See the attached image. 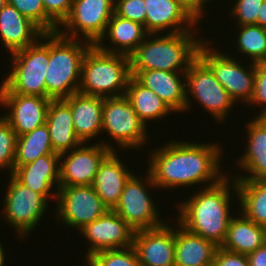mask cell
Instances as JSON below:
<instances>
[{
	"label": "cell",
	"instance_id": "7402d4cb",
	"mask_svg": "<svg viewBox=\"0 0 266 266\" xmlns=\"http://www.w3.org/2000/svg\"><path fill=\"white\" fill-rule=\"evenodd\" d=\"M118 151H111L103 159L92 183L94 190L109 210L116 207L125 183L134 174L121 161Z\"/></svg>",
	"mask_w": 266,
	"mask_h": 266
},
{
	"label": "cell",
	"instance_id": "30bf717a",
	"mask_svg": "<svg viewBox=\"0 0 266 266\" xmlns=\"http://www.w3.org/2000/svg\"><path fill=\"white\" fill-rule=\"evenodd\" d=\"M145 175V181L142 179L143 177L135 176V174L129 178L118 204L113 209L135 231L156 228L165 223L160 219L159 208L148 191V189H156L157 186L147 169Z\"/></svg>",
	"mask_w": 266,
	"mask_h": 266
},
{
	"label": "cell",
	"instance_id": "5b68a950",
	"mask_svg": "<svg viewBox=\"0 0 266 266\" xmlns=\"http://www.w3.org/2000/svg\"><path fill=\"white\" fill-rule=\"evenodd\" d=\"M130 77L129 56L91 45L82 61L78 92L103 98L122 96L126 94Z\"/></svg>",
	"mask_w": 266,
	"mask_h": 266
},
{
	"label": "cell",
	"instance_id": "4dcf8cb0",
	"mask_svg": "<svg viewBox=\"0 0 266 266\" xmlns=\"http://www.w3.org/2000/svg\"><path fill=\"white\" fill-rule=\"evenodd\" d=\"M46 154H57L53 151L48 127L45 124L37 127L32 132L18 136L14 167L35 161Z\"/></svg>",
	"mask_w": 266,
	"mask_h": 266
},
{
	"label": "cell",
	"instance_id": "2e32d148",
	"mask_svg": "<svg viewBox=\"0 0 266 266\" xmlns=\"http://www.w3.org/2000/svg\"><path fill=\"white\" fill-rule=\"evenodd\" d=\"M170 224L135 231L132 246L141 266H175V225Z\"/></svg>",
	"mask_w": 266,
	"mask_h": 266
},
{
	"label": "cell",
	"instance_id": "f35d334b",
	"mask_svg": "<svg viewBox=\"0 0 266 266\" xmlns=\"http://www.w3.org/2000/svg\"><path fill=\"white\" fill-rule=\"evenodd\" d=\"M73 0H43L46 15L60 27L68 18Z\"/></svg>",
	"mask_w": 266,
	"mask_h": 266
},
{
	"label": "cell",
	"instance_id": "836d02e7",
	"mask_svg": "<svg viewBox=\"0 0 266 266\" xmlns=\"http://www.w3.org/2000/svg\"><path fill=\"white\" fill-rule=\"evenodd\" d=\"M84 263L86 266H141L133 246L99 251Z\"/></svg>",
	"mask_w": 266,
	"mask_h": 266
},
{
	"label": "cell",
	"instance_id": "d6986e66",
	"mask_svg": "<svg viewBox=\"0 0 266 266\" xmlns=\"http://www.w3.org/2000/svg\"><path fill=\"white\" fill-rule=\"evenodd\" d=\"M59 166L60 154H46L31 163L14 167L12 175L32 191L41 194L47 201L51 199L50 197L56 201L59 189ZM54 186L57 188L54 189ZM52 189L56 192L53 193Z\"/></svg>",
	"mask_w": 266,
	"mask_h": 266
},
{
	"label": "cell",
	"instance_id": "4fadbf2b",
	"mask_svg": "<svg viewBox=\"0 0 266 266\" xmlns=\"http://www.w3.org/2000/svg\"><path fill=\"white\" fill-rule=\"evenodd\" d=\"M56 202L55 217L58 221L78 230L109 210L92 185L59 186Z\"/></svg>",
	"mask_w": 266,
	"mask_h": 266
},
{
	"label": "cell",
	"instance_id": "ba28073f",
	"mask_svg": "<svg viewBox=\"0 0 266 266\" xmlns=\"http://www.w3.org/2000/svg\"><path fill=\"white\" fill-rule=\"evenodd\" d=\"M186 74V105L189 111L191 98L196 100L205 111L214 117L216 122L223 123L235 106L234 100L226 89L215 78L211 69L197 57L190 65ZM193 96V97H191ZM191 97V98H190ZM228 113V114H227Z\"/></svg>",
	"mask_w": 266,
	"mask_h": 266
},
{
	"label": "cell",
	"instance_id": "9c48e42d",
	"mask_svg": "<svg viewBox=\"0 0 266 266\" xmlns=\"http://www.w3.org/2000/svg\"><path fill=\"white\" fill-rule=\"evenodd\" d=\"M147 129L126 95L103 99L102 133L109 134L120 150L144 147Z\"/></svg>",
	"mask_w": 266,
	"mask_h": 266
},
{
	"label": "cell",
	"instance_id": "74e56055",
	"mask_svg": "<svg viewBox=\"0 0 266 266\" xmlns=\"http://www.w3.org/2000/svg\"><path fill=\"white\" fill-rule=\"evenodd\" d=\"M253 104L262 108L254 118H266V65L263 62L255 63L254 94L249 105Z\"/></svg>",
	"mask_w": 266,
	"mask_h": 266
},
{
	"label": "cell",
	"instance_id": "8fae6325",
	"mask_svg": "<svg viewBox=\"0 0 266 266\" xmlns=\"http://www.w3.org/2000/svg\"><path fill=\"white\" fill-rule=\"evenodd\" d=\"M3 201V217L18 233L24 237L36 229L41 218L46 215L48 203L41 194L32 191L20 183L12 174Z\"/></svg>",
	"mask_w": 266,
	"mask_h": 266
},
{
	"label": "cell",
	"instance_id": "b9f144b4",
	"mask_svg": "<svg viewBox=\"0 0 266 266\" xmlns=\"http://www.w3.org/2000/svg\"><path fill=\"white\" fill-rule=\"evenodd\" d=\"M249 266H266V242L247 255Z\"/></svg>",
	"mask_w": 266,
	"mask_h": 266
},
{
	"label": "cell",
	"instance_id": "d4e9b609",
	"mask_svg": "<svg viewBox=\"0 0 266 266\" xmlns=\"http://www.w3.org/2000/svg\"><path fill=\"white\" fill-rule=\"evenodd\" d=\"M53 151L62 154L78 147L70 105L64 99H51L46 116Z\"/></svg>",
	"mask_w": 266,
	"mask_h": 266
},
{
	"label": "cell",
	"instance_id": "277c9868",
	"mask_svg": "<svg viewBox=\"0 0 266 266\" xmlns=\"http://www.w3.org/2000/svg\"><path fill=\"white\" fill-rule=\"evenodd\" d=\"M91 45L83 39L64 37L58 31L49 33L46 98L65 99L78 92L82 61Z\"/></svg>",
	"mask_w": 266,
	"mask_h": 266
},
{
	"label": "cell",
	"instance_id": "ee69618b",
	"mask_svg": "<svg viewBox=\"0 0 266 266\" xmlns=\"http://www.w3.org/2000/svg\"><path fill=\"white\" fill-rule=\"evenodd\" d=\"M4 246H2V244H1V242H0V266H5V261H7V259H6V257L5 256H7V255H5L6 253H5V251L6 250H4V248H3Z\"/></svg>",
	"mask_w": 266,
	"mask_h": 266
},
{
	"label": "cell",
	"instance_id": "f1b7e54d",
	"mask_svg": "<svg viewBox=\"0 0 266 266\" xmlns=\"http://www.w3.org/2000/svg\"><path fill=\"white\" fill-rule=\"evenodd\" d=\"M141 121L148 127L150 120L162 119L173 113L170 107L152 90L130 77L126 94ZM148 120V121H147Z\"/></svg>",
	"mask_w": 266,
	"mask_h": 266
},
{
	"label": "cell",
	"instance_id": "1f68e13d",
	"mask_svg": "<svg viewBox=\"0 0 266 266\" xmlns=\"http://www.w3.org/2000/svg\"><path fill=\"white\" fill-rule=\"evenodd\" d=\"M236 36V49L253 63L262 62L266 57V29L257 24L242 25Z\"/></svg>",
	"mask_w": 266,
	"mask_h": 266
},
{
	"label": "cell",
	"instance_id": "3957f363",
	"mask_svg": "<svg viewBox=\"0 0 266 266\" xmlns=\"http://www.w3.org/2000/svg\"><path fill=\"white\" fill-rule=\"evenodd\" d=\"M194 31L195 29L165 35L162 33L159 36L148 34L129 56L131 72L146 70L186 72L198 57L200 45L206 40L202 37L197 39V31L196 33Z\"/></svg>",
	"mask_w": 266,
	"mask_h": 266
},
{
	"label": "cell",
	"instance_id": "e575fe53",
	"mask_svg": "<svg viewBox=\"0 0 266 266\" xmlns=\"http://www.w3.org/2000/svg\"><path fill=\"white\" fill-rule=\"evenodd\" d=\"M17 138L10 123L0 115V171L7 168L9 175L14 171Z\"/></svg>",
	"mask_w": 266,
	"mask_h": 266
},
{
	"label": "cell",
	"instance_id": "d590c367",
	"mask_svg": "<svg viewBox=\"0 0 266 266\" xmlns=\"http://www.w3.org/2000/svg\"><path fill=\"white\" fill-rule=\"evenodd\" d=\"M264 0H236L230 10L231 19L234 17L236 26L257 24L258 11Z\"/></svg>",
	"mask_w": 266,
	"mask_h": 266
},
{
	"label": "cell",
	"instance_id": "ac0fdd59",
	"mask_svg": "<svg viewBox=\"0 0 266 266\" xmlns=\"http://www.w3.org/2000/svg\"><path fill=\"white\" fill-rule=\"evenodd\" d=\"M148 34L181 33L197 30L199 21L176 0H144ZM170 29V30H168Z\"/></svg>",
	"mask_w": 266,
	"mask_h": 266
},
{
	"label": "cell",
	"instance_id": "ffe728a7",
	"mask_svg": "<svg viewBox=\"0 0 266 266\" xmlns=\"http://www.w3.org/2000/svg\"><path fill=\"white\" fill-rule=\"evenodd\" d=\"M131 76H133L140 84L157 94L170 107V109L174 111V113H185V72L146 70L141 72H131Z\"/></svg>",
	"mask_w": 266,
	"mask_h": 266
},
{
	"label": "cell",
	"instance_id": "f6af8a7d",
	"mask_svg": "<svg viewBox=\"0 0 266 266\" xmlns=\"http://www.w3.org/2000/svg\"><path fill=\"white\" fill-rule=\"evenodd\" d=\"M199 1L206 7V5L207 6L209 5L210 1H214V0H199Z\"/></svg>",
	"mask_w": 266,
	"mask_h": 266
},
{
	"label": "cell",
	"instance_id": "44dd1931",
	"mask_svg": "<svg viewBox=\"0 0 266 266\" xmlns=\"http://www.w3.org/2000/svg\"><path fill=\"white\" fill-rule=\"evenodd\" d=\"M248 122L245 124L248 132L247 147L236 163L248 173H239L233 177L235 180H266V119L255 118Z\"/></svg>",
	"mask_w": 266,
	"mask_h": 266
},
{
	"label": "cell",
	"instance_id": "8d00e7d4",
	"mask_svg": "<svg viewBox=\"0 0 266 266\" xmlns=\"http://www.w3.org/2000/svg\"><path fill=\"white\" fill-rule=\"evenodd\" d=\"M114 13L143 26L145 25L146 6L144 0H115Z\"/></svg>",
	"mask_w": 266,
	"mask_h": 266
},
{
	"label": "cell",
	"instance_id": "7c38bea8",
	"mask_svg": "<svg viewBox=\"0 0 266 266\" xmlns=\"http://www.w3.org/2000/svg\"><path fill=\"white\" fill-rule=\"evenodd\" d=\"M114 6L115 0H73L70 15L58 32L64 37L83 38L96 45L106 32Z\"/></svg>",
	"mask_w": 266,
	"mask_h": 266
},
{
	"label": "cell",
	"instance_id": "484cf974",
	"mask_svg": "<svg viewBox=\"0 0 266 266\" xmlns=\"http://www.w3.org/2000/svg\"><path fill=\"white\" fill-rule=\"evenodd\" d=\"M148 35L144 26L138 22L112 15L104 36L96 44L101 50L130 56ZM111 44H106L105 40ZM110 45L112 47H110Z\"/></svg>",
	"mask_w": 266,
	"mask_h": 266
},
{
	"label": "cell",
	"instance_id": "60d3db41",
	"mask_svg": "<svg viewBox=\"0 0 266 266\" xmlns=\"http://www.w3.org/2000/svg\"><path fill=\"white\" fill-rule=\"evenodd\" d=\"M188 10L200 23L204 17V5L199 0H176ZM203 15V16H202Z\"/></svg>",
	"mask_w": 266,
	"mask_h": 266
},
{
	"label": "cell",
	"instance_id": "52a82bcc",
	"mask_svg": "<svg viewBox=\"0 0 266 266\" xmlns=\"http://www.w3.org/2000/svg\"><path fill=\"white\" fill-rule=\"evenodd\" d=\"M209 39L200 45L198 57L211 69L235 103L246 102L244 105H248L254 94L255 63L250 61V66L243 65L241 60L212 48Z\"/></svg>",
	"mask_w": 266,
	"mask_h": 266
},
{
	"label": "cell",
	"instance_id": "7bdbcfd3",
	"mask_svg": "<svg viewBox=\"0 0 266 266\" xmlns=\"http://www.w3.org/2000/svg\"><path fill=\"white\" fill-rule=\"evenodd\" d=\"M259 9L260 11H258L259 13H258L257 25L266 29V0L263 1Z\"/></svg>",
	"mask_w": 266,
	"mask_h": 266
},
{
	"label": "cell",
	"instance_id": "f546056e",
	"mask_svg": "<svg viewBox=\"0 0 266 266\" xmlns=\"http://www.w3.org/2000/svg\"><path fill=\"white\" fill-rule=\"evenodd\" d=\"M241 213L266 227V180H236Z\"/></svg>",
	"mask_w": 266,
	"mask_h": 266
},
{
	"label": "cell",
	"instance_id": "603a6c76",
	"mask_svg": "<svg viewBox=\"0 0 266 266\" xmlns=\"http://www.w3.org/2000/svg\"><path fill=\"white\" fill-rule=\"evenodd\" d=\"M103 99L80 92L64 99L70 105L74 130L81 143L87 144L102 134Z\"/></svg>",
	"mask_w": 266,
	"mask_h": 266
},
{
	"label": "cell",
	"instance_id": "4316f807",
	"mask_svg": "<svg viewBox=\"0 0 266 266\" xmlns=\"http://www.w3.org/2000/svg\"><path fill=\"white\" fill-rule=\"evenodd\" d=\"M175 225V266H213L218 246L187 231L178 222Z\"/></svg>",
	"mask_w": 266,
	"mask_h": 266
},
{
	"label": "cell",
	"instance_id": "8992f818",
	"mask_svg": "<svg viewBox=\"0 0 266 266\" xmlns=\"http://www.w3.org/2000/svg\"><path fill=\"white\" fill-rule=\"evenodd\" d=\"M10 56L12 68L10 67L11 71L2 79L0 93L46 98L45 75L49 64V33H43L34 44Z\"/></svg>",
	"mask_w": 266,
	"mask_h": 266
},
{
	"label": "cell",
	"instance_id": "cb8c5ba5",
	"mask_svg": "<svg viewBox=\"0 0 266 266\" xmlns=\"http://www.w3.org/2000/svg\"><path fill=\"white\" fill-rule=\"evenodd\" d=\"M43 32L14 6L6 4L0 10L1 45L12 54L34 44Z\"/></svg>",
	"mask_w": 266,
	"mask_h": 266
},
{
	"label": "cell",
	"instance_id": "9a60e30c",
	"mask_svg": "<svg viewBox=\"0 0 266 266\" xmlns=\"http://www.w3.org/2000/svg\"><path fill=\"white\" fill-rule=\"evenodd\" d=\"M79 231L90 245L83 261L99 251L131 247L135 233V230L113 210H108Z\"/></svg>",
	"mask_w": 266,
	"mask_h": 266
},
{
	"label": "cell",
	"instance_id": "5bb4252c",
	"mask_svg": "<svg viewBox=\"0 0 266 266\" xmlns=\"http://www.w3.org/2000/svg\"><path fill=\"white\" fill-rule=\"evenodd\" d=\"M117 149L109 141L86 145L81 143L60 154L59 186L92 185L103 159Z\"/></svg>",
	"mask_w": 266,
	"mask_h": 266
},
{
	"label": "cell",
	"instance_id": "83f0119b",
	"mask_svg": "<svg viewBox=\"0 0 266 266\" xmlns=\"http://www.w3.org/2000/svg\"><path fill=\"white\" fill-rule=\"evenodd\" d=\"M230 220L224 242L226 250L248 255L266 242V227L257 225L241 212Z\"/></svg>",
	"mask_w": 266,
	"mask_h": 266
},
{
	"label": "cell",
	"instance_id": "7dc6e473",
	"mask_svg": "<svg viewBox=\"0 0 266 266\" xmlns=\"http://www.w3.org/2000/svg\"><path fill=\"white\" fill-rule=\"evenodd\" d=\"M262 62L266 65V57H265V59Z\"/></svg>",
	"mask_w": 266,
	"mask_h": 266
},
{
	"label": "cell",
	"instance_id": "7a4b0ae2",
	"mask_svg": "<svg viewBox=\"0 0 266 266\" xmlns=\"http://www.w3.org/2000/svg\"><path fill=\"white\" fill-rule=\"evenodd\" d=\"M199 187L201 188L191 198L176 204L179 207L177 221L187 231L210 240L219 247L225 240L234 215L230 209V200H233L230 197H233L234 192L238 195L236 180L233 176L226 175L214 185Z\"/></svg>",
	"mask_w": 266,
	"mask_h": 266
},
{
	"label": "cell",
	"instance_id": "6da1fadb",
	"mask_svg": "<svg viewBox=\"0 0 266 266\" xmlns=\"http://www.w3.org/2000/svg\"><path fill=\"white\" fill-rule=\"evenodd\" d=\"M192 142L171 140L150 153L148 172L158 189L173 190L204 182L211 186L226 176L221 168L222 146L216 142Z\"/></svg>",
	"mask_w": 266,
	"mask_h": 266
},
{
	"label": "cell",
	"instance_id": "ab89813d",
	"mask_svg": "<svg viewBox=\"0 0 266 266\" xmlns=\"http://www.w3.org/2000/svg\"><path fill=\"white\" fill-rule=\"evenodd\" d=\"M213 266H249L247 255L217 248Z\"/></svg>",
	"mask_w": 266,
	"mask_h": 266
},
{
	"label": "cell",
	"instance_id": "d6a6232c",
	"mask_svg": "<svg viewBox=\"0 0 266 266\" xmlns=\"http://www.w3.org/2000/svg\"><path fill=\"white\" fill-rule=\"evenodd\" d=\"M43 33L57 32L58 26L46 15L43 0H7Z\"/></svg>",
	"mask_w": 266,
	"mask_h": 266
},
{
	"label": "cell",
	"instance_id": "e0dca14e",
	"mask_svg": "<svg viewBox=\"0 0 266 266\" xmlns=\"http://www.w3.org/2000/svg\"><path fill=\"white\" fill-rule=\"evenodd\" d=\"M50 100L40 96L0 93L1 108L8 109V113L2 116L17 136H22L45 124Z\"/></svg>",
	"mask_w": 266,
	"mask_h": 266
},
{
	"label": "cell",
	"instance_id": "bcb514c9",
	"mask_svg": "<svg viewBox=\"0 0 266 266\" xmlns=\"http://www.w3.org/2000/svg\"><path fill=\"white\" fill-rule=\"evenodd\" d=\"M7 4V0H0V10Z\"/></svg>",
	"mask_w": 266,
	"mask_h": 266
}]
</instances>
